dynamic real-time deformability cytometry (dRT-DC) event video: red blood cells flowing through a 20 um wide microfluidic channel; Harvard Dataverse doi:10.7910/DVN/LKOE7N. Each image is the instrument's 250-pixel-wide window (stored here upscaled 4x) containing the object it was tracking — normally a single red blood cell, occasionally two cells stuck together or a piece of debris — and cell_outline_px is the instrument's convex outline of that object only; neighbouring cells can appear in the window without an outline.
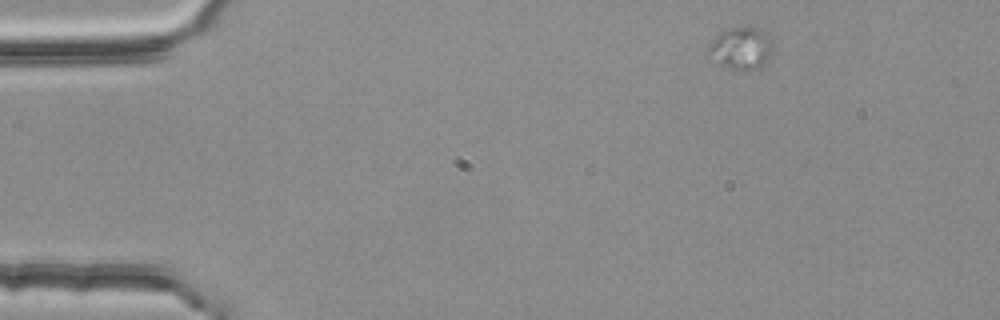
{"species": "common noctule bat (a hibernating species)", "species_latin": "Nyctalus noctula", "temperature_condition": "room temperature", "stored_images_in_passage": 5, "camera_frame_rate_fps": 3000, "um_per_image_px": 0.085, "animal": {"sex": "female", "body_mass_g": 25.1}, "frame": {"image": 1, "passage_image": 5, "time_ms": 1.333, "image_size_px": [1000, 320], "cell_outline_px": [[772, 48], [764, 64], [756, 68], [740, 72], [720, 64], [704, 56], [712, 40], [720, 32], [732, 28], [748, 24], [760, 28], [772, 40]], "centroid_in_image_um": [62.94, 4.08], "position_along_channel_um": 22.1, "area_um2": 16.24}}